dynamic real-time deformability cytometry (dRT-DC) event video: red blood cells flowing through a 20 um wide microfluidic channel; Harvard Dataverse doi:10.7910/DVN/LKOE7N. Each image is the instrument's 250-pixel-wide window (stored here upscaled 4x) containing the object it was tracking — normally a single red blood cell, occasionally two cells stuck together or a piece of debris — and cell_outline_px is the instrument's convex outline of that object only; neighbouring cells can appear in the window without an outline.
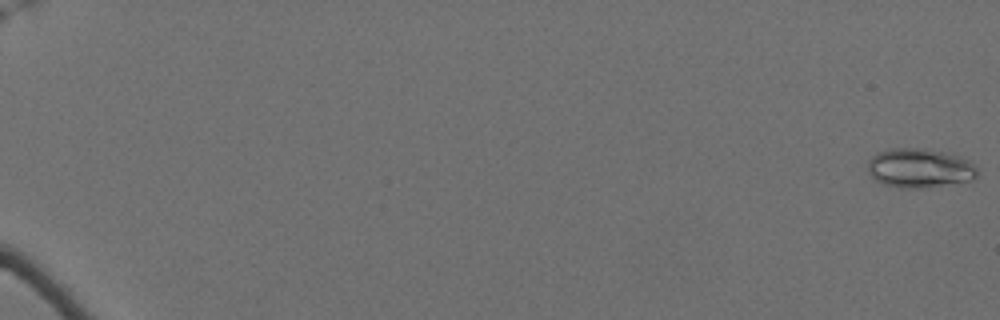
{"species": "Egyptian fruit bat (a non-hibernating species)", "species_latin": "Rousettus aegyptiacus", "temperature_condition": "cold", "stored_images_in_passage": 62, "camera_frame_rate_fps": 3000, "um_per_image_px": 0.085, "animal": {"sex": "female"}, "frame": {"image": 1, "passage_image": 1, "time_ms": 0.0, "image_size_px": [1000, 320], "cell_outline_px": [[976, 180], [928, 188], [900, 188], [884, 184], [876, 180], [868, 172], [868, 160], [876, 152], [892, 148], [916, 148], [940, 152], [960, 156], [968, 160], [976, 168]], "centroid_in_image_um": [78.16, 14.31], "position_along_channel_um": 6.8, "area_um2": 25.14}}
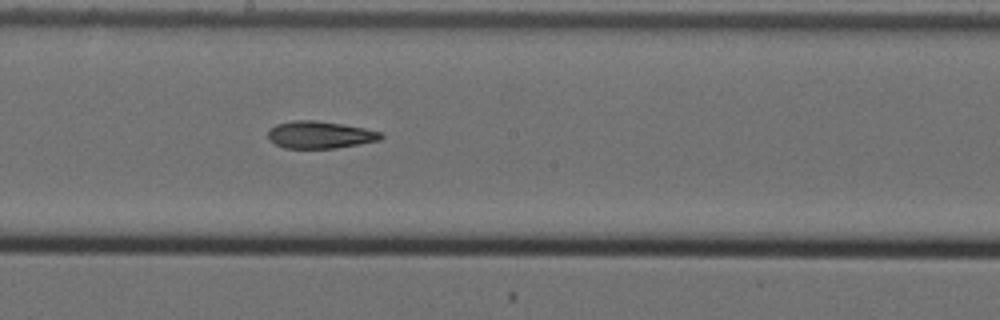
{"frame": {"image": 2, "passage_image": 38, "time_ms": 12.333, "image_size_px": [1000, 320], "cell_outline_px": [[384, 136], [380, 140], [360, 144], [336, 148], [284, 148], [268, 140], [268, 132], [276, 124], [296, 120], [316, 120], [364, 128], [380, 132]], "centroid_in_image_um": [27.19, 11.46], "position_along_channel_um": 221.0, "area_um2": 17.8}}
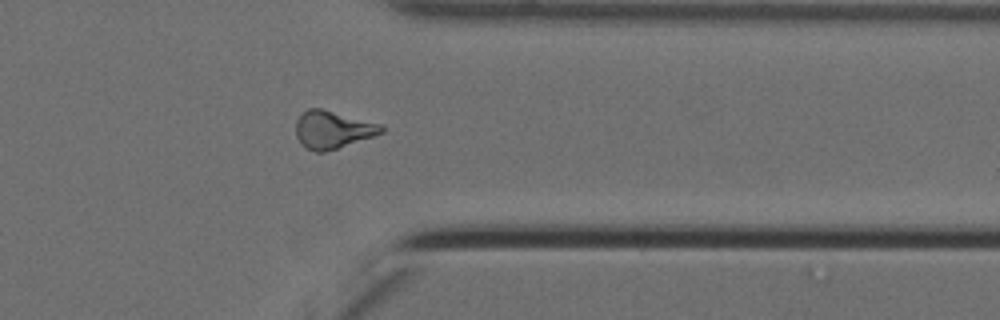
{"frame": {"image": 3, "passage_image": 52, "time_ms": 17.0, "image_size_px": [1000, 320], "cell_outline_px": [[384, 132], [324, 152], [316, 152], [308, 148], [296, 136], [296, 120], [308, 108], [320, 108], [380, 124], [384, 128]], "centroid_in_image_um": [28.26, 11.01], "position_along_channel_um": 383.1, "area_um2": 18.15}, "authors_computed_cell_mechanics": {"area_um2": 18.496, "velocity_mm_per_s": 3.501, "shape_relaxation_time_tau1_ms": null, "shape_relaxation_time_tau2_ms": 8.64, "deformation_change_tau1": null, "deformation_change_tau2": 0.192}}